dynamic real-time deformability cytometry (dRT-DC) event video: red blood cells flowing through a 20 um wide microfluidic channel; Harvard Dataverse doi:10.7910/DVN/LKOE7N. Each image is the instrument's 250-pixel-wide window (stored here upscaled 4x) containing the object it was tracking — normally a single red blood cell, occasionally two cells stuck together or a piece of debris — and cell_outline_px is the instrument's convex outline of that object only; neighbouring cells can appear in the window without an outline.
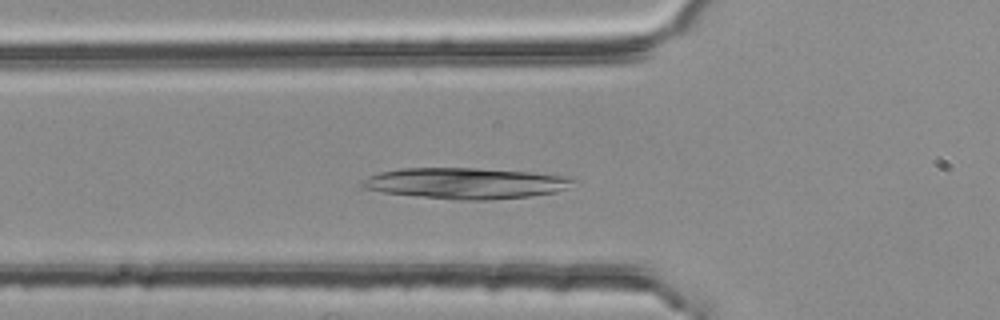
{"species": "common noctule bat (a hibernating species)", "species_latin": "Nyctalus noctula", "temperature_condition": "room temperature", "stored_images_in_passage": 34, "camera_frame_rate_fps": 3000, "um_per_image_px": 0.085, "animal": {"sex": "female", "body_mass_g": 25.1}, "frame": {"image": 1, "passage_image": 2, "time_ms": 0.333, "image_size_px": [1000, 320], "cell_outline_px": [[580, 180], [568, 188], [556, 192], [532, 196], [488, 200], [456, 200], [384, 192], [364, 188], [360, 184], [360, 180], [368, 176], [380, 172], [400, 168], [476, 168], [528, 172], [576, 176]], "centroid_in_image_um": [39.68, 15.57], "position_along_channel_um": 86.1, "area_um2": 38.49}}
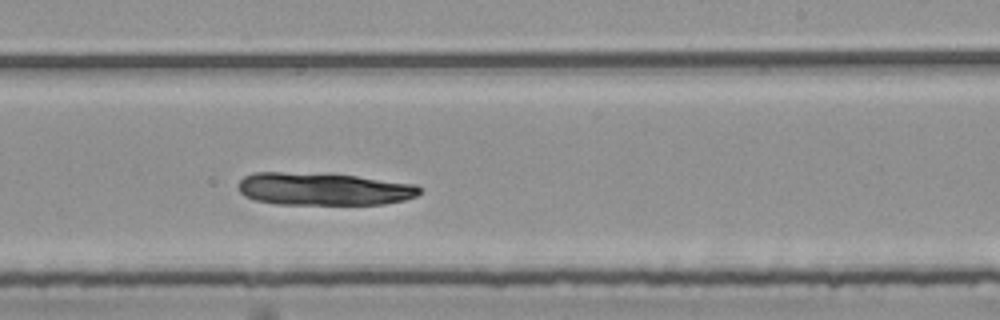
{"frame": {"image": 2, "passage_image": 16, "time_ms": 5.0, "image_size_px": [1000, 320], "cell_outline_px": [[420, 192], [416, 196], [404, 200], [384, 204], [276, 204], [256, 200], [244, 196], [240, 192], [240, 180], [244, 176], [252, 172], [284, 172], [356, 176], [416, 184], [420, 188]], "centroid_in_image_um": [27.49, 16.07], "position_along_channel_um": 261.5, "area_um2": 34.22}}
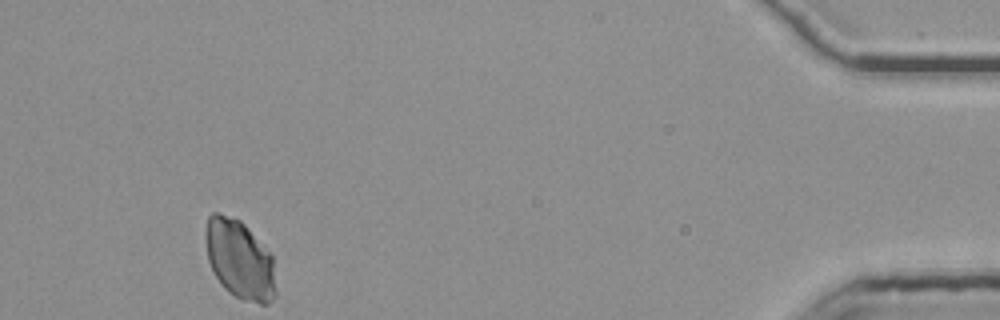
{"frame": {"image": 3, "passage_image": 34, "time_ms": 11.0, "image_size_px": [1000, 320], "cell_outline_px": [[276, 296], [268, 304], [260, 304], [244, 300], [228, 292], [220, 284], [208, 260], [204, 236], [208, 216], [212, 212], [216, 212], [240, 220], [244, 224], [272, 256], [276, 292]], "centroid_in_image_um": [20.35, 22.07], "position_along_channel_um": 414.8, "area_um2": 32.25}}